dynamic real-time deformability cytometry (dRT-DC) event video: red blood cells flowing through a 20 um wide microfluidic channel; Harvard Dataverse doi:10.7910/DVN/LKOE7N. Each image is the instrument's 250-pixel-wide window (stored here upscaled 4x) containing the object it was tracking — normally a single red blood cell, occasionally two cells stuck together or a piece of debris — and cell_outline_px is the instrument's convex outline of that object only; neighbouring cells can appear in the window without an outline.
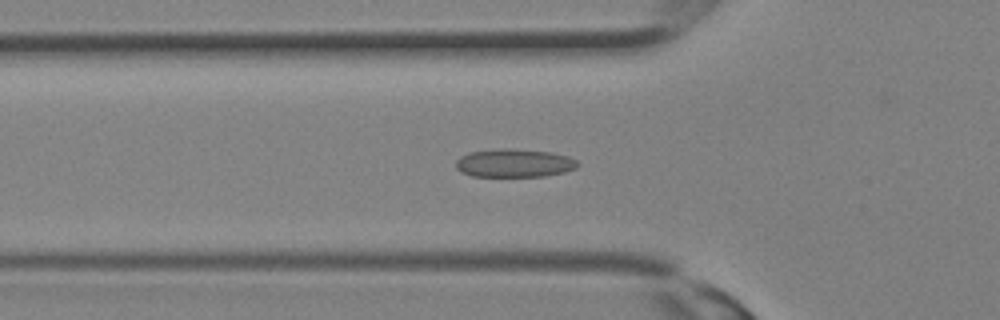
{"species": "Egyptian fruit bat (a non-hibernating species)", "species_latin": "Rousettus aegyptiacus", "temperature_condition": "room temperature", "stored_images_in_passage": 24, "camera_frame_rate_fps": 3000, "um_per_image_px": 0.085, "animal": {"sex": "female"}, "frame": {"image": 1, "passage_image": 3, "time_ms": 0.667, "image_size_px": [1000, 320], "cell_outline_px": [[580, 164], [576, 168], [564, 172], [544, 176], [472, 176], [460, 172], [456, 168], [456, 160], [460, 156], [468, 152], [500, 148], [508, 148], [552, 152], [568, 156], [576, 160]], "centroid_in_image_um": [43.7, 13.85], "position_along_channel_um": 82.1, "area_um2": 20.23}}
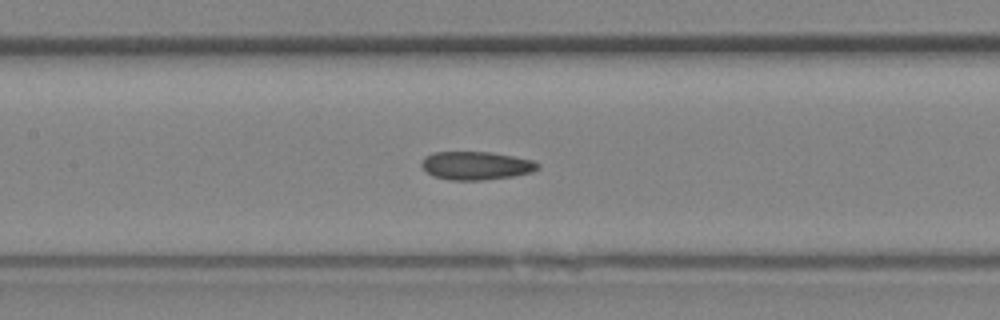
{"frame": {"image": 2, "passage_image": 7, "time_ms": 2.0, "image_size_px": [1000, 320], "cell_outline_px": [[540, 168], [532, 172], [512, 176], [480, 180], [452, 180], [432, 176], [420, 164], [420, 160], [424, 156], [436, 152], [492, 152], [532, 160], [540, 164]], "centroid_in_image_um": [40.45, 14.07], "position_along_channel_um": 166.9, "area_um2": 19.13}}
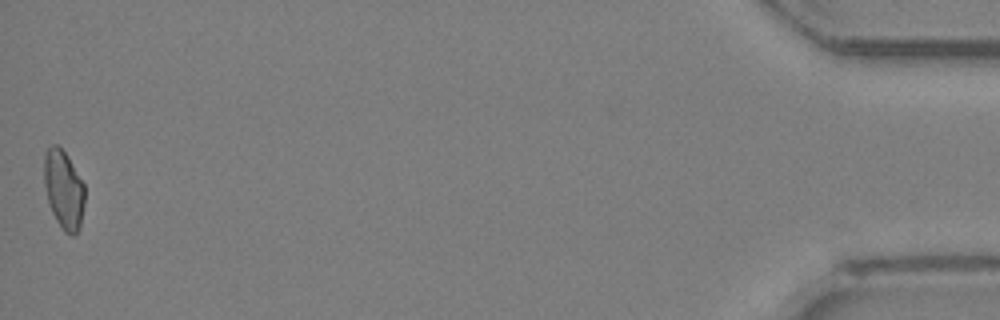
{"frame": {"image": 3, "passage_image": 24, "time_ms": 7.667, "image_size_px": [1000, 320], "cell_outline_px": [[84, 204], [80, 228], [72, 236], [64, 232], [56, 220], [52, 212], [48, 200], [44, 184], [44, 152], [52, 144], [56, 144], [68, 156], [84, 184]], "centroid_in_image_um": [5.41, 16.11], "position_along_channel_um": 429.8, "area_um2": 18.61}}